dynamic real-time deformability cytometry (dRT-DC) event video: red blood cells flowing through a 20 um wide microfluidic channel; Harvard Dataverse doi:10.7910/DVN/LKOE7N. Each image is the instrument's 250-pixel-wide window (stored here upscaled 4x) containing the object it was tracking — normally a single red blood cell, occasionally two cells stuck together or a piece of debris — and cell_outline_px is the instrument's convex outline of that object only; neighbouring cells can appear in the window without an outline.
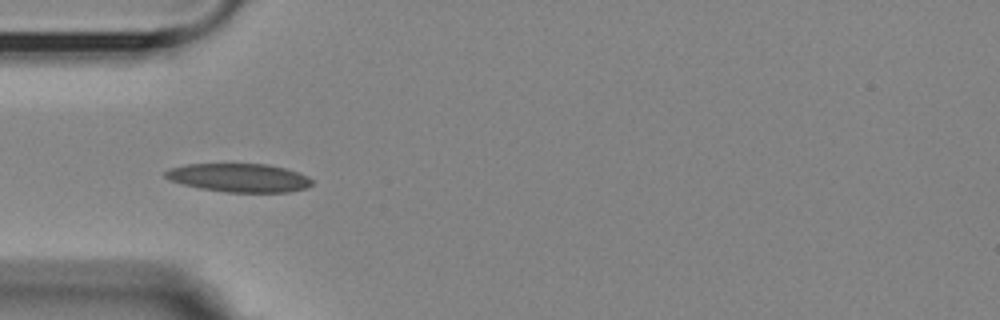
{"species": "Egyptian fruit bat (a non-hibernating species)", "species_latin": "Rousettus aegyptiacus", "temperature_condition": "room temperature", "stored_images_in_passage": 6, "camera_frame_rate_fps": 3000, "um_per_image_px": 0.085, "animal": {"sex": "female"}, "frame": {"image": 1, "passage_image": 4, "time_ms": 3.667, "image_size_px": [1000, 320], "cell_outline_px": [[312, 184], [308, 188], [288, 192], [224, 192], [200, 188], [184, 184], [172, 180], [164, 176], [164, 172], [168, 168], [184, 164], [268, 164], [284, 168], [308, 176], [312, 180]], "centroid_in_image_um": [20.32, 15.11], "position_along_channel_um": 64.7, "area_um2": 24.33}}
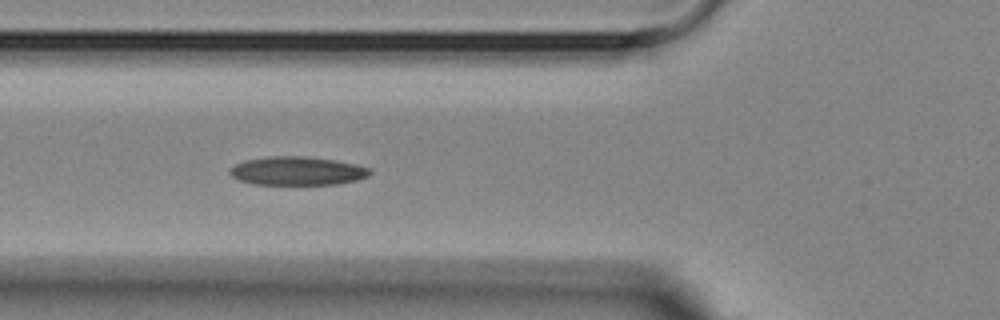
{"frame": {"image": 2, "passage_image": 5, "time_ms": 4.667, "image_size_px": [1000, 320], "cell_outline_px": [[372, 172], [368, 176], [356, 180], [336, 184], [256, 184], [240, 180], [232, 176], [228, 172], [236, 164], [244, 160], [272, 156], [304, 156], [336, 160], [356, 164], [372, 168]], "centroid_in_image_um": [25.31, 14.52], "position_along_channel_um": 100.5, "area_um2": 23.24}}
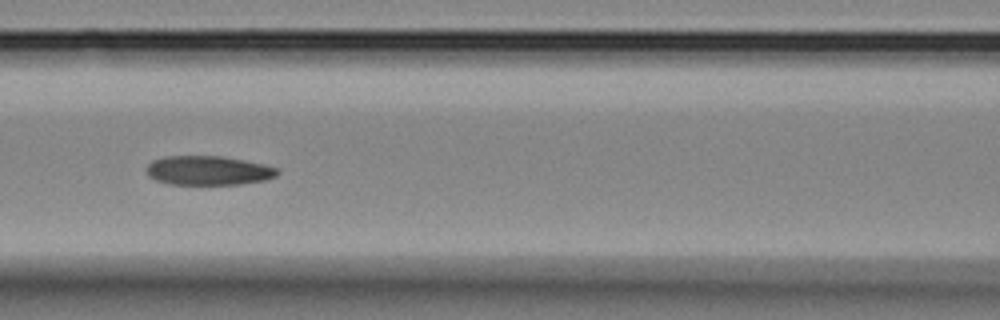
{"frame": {"image": 3, "passage_image": 6, "time_ms": 6.0, "image_size_px": [1000, 320], "cell_outline_px": [[280, 172], [276, 176], [264, 180], [240, 184], [168, 184], [156, 180], [148, 176], [148, 164], [152, 160], [164, 156], [220, 156], [244, 160], [264, 164], [280, 168]], "centroid_in_image_um": [17.73, 14.49], "position_along_channel_um": 148.9, "area_um2": 22.31}}